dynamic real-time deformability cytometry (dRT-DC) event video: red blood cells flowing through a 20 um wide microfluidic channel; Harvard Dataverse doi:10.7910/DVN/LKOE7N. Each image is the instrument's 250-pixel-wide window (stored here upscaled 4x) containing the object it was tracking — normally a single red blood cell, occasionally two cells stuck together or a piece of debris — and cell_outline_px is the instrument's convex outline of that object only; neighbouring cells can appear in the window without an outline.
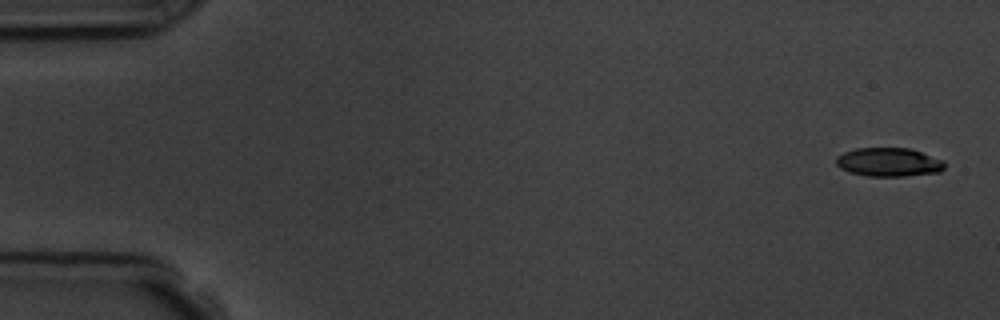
{"species": "common noctule bat (a hibernating species)", "species_latin": "Nyctalus noctula", "temperature_condition": "room temperature", "stored_images_in_passage": 6, "camera_frame_rate_fps": 3000, "um_per_image_px": 0.085, "animal": {"sex": "male", "body_mass_g": 19.5, "forearm_length_mm": 54.6}, "frame": {"image": 1, "passage_image": 1, "time_ms": 0.0, "image_size_px": [1000, 320], "cell_outline_px": [[944, 168], [940, 172], [904, 176], [868, 176], [848, 172], [840, 168], [836, 164], [836, 156], [844, 152], [856, 148], [912, 148], [944, 160]], "centroid_in_image_um": [75.54, 13.78], "position_along_channel_um": 9.5, "area_um2": 18.32}}